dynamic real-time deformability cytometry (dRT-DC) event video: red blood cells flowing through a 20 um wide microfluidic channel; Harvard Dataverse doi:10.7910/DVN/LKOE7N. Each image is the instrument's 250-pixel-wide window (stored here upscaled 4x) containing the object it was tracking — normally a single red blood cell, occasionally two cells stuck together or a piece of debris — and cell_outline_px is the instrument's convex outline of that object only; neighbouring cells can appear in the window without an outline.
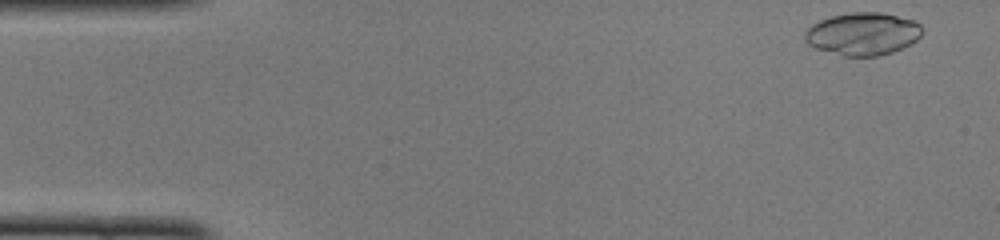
{"species": "common noctule bat (a hibernating species)", "species_latin": "Nyctalus noctula", "temperature_condition": "cold", "stored_images_in_passage": 47, "camera_frame_rate_fps": 3000, "um_per_image_px": 0.085, "animal": {"sex": "female", "body_mass_g": 22.0, "forearm_length_mm": 56.7}, "frame": {"image": 1, "passage_image": 1, "time_ms": 0.0, "image_size_px": [1000, 240], "cell_outline_px": [[920, 36], [916, 40], [892, 52], [876, 56], [844, 56], [816, 48], [808, 44], [804, 40], [804, 36], [808, 28], [812, 24], [820, 20], [832, 16], [852, 12], [880, 12], [912, 20], [920, 24]], "centroid_in_image_um": [73.29, 2.87], "position_along_channel_um": 11.7, "area_um2": 28.73}}